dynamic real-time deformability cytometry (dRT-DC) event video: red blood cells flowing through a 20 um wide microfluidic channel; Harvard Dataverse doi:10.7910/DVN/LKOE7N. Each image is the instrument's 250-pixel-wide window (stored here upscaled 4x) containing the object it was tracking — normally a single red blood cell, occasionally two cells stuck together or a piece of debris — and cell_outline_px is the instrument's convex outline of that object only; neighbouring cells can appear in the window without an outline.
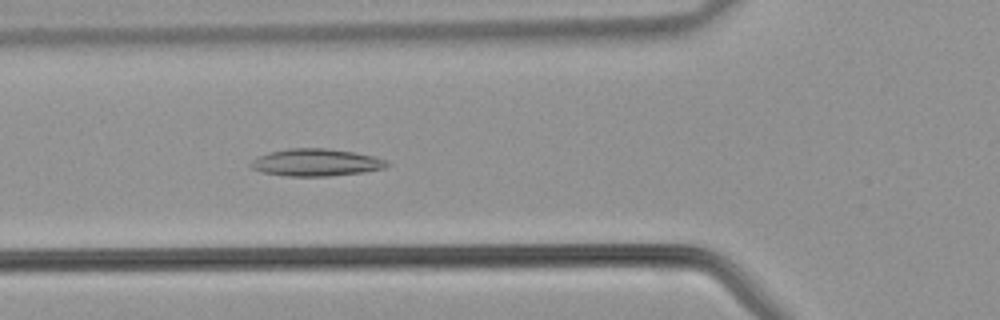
{"species": "common noctule bat (a hibernating species)", "species_latin": "Nyctalus noctula", "temperature_condition": "warm", "stored_images_in_passage": 35, "camera_frame_rate_fps": 3000, "um_per_image_px": 0.085, "animal": {"sex": "male", "body_mass_g": 21.5, "forearm_length_mm": 52.0}, "frame": {"image": 1, "passage_image": 8, "time_ms": 2.333, "image_size_px": [1000, 320], "cell_outline_px": [[392, 164], [384, 168], [364, 172], [328, 176], [288, 176], [264, 172], [252, 168], [248, 164], [252, 160], [268, 152], [288, 148], [324, 148], [352, 152], [372, 156], [384, 160]], "centroid_in_image_um": [26.85, 13.81], "position_along_channel_um": 99.0, "area_um2": 21.44}}
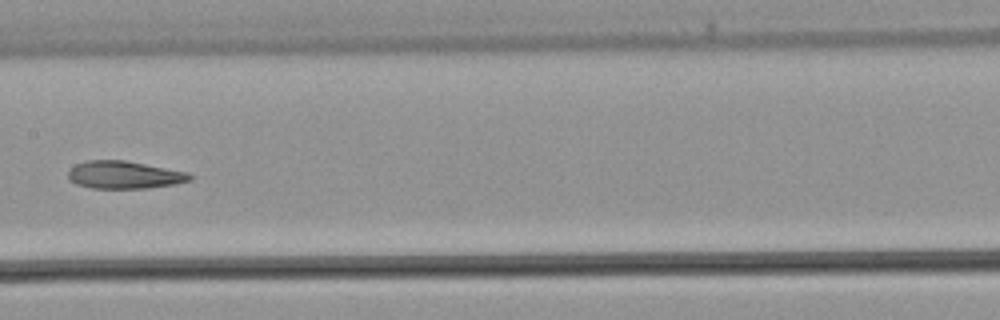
{"frame": {"image": 2, "passage_image": 14, "time_ms": 4.333, "image_size_px": [1000, 320], "cell_outline_px": [[192, 180], [172, 184], [148, 188], [92, 188], [76, 184], [68, 180], [68, 172], [76, 164], [88, 160], [124, 160], [188, 172], [192, 176]], "centroid_in_image_um": [10.54, 14.86], "position_along_channel_um": 196.9, "area_um2": 19.48}}
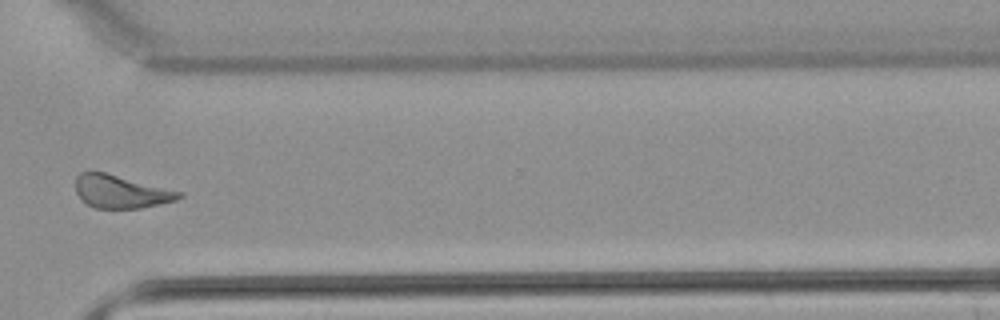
{"frame": {"image": 3, "passage_image": 24, "time_ms": 7.667, "image_size_px": [1000, 320], "cell_outline_px": [[184, 196], [176, 200], [160, 204], [140, 208], [96, 208], [88, 204], [76, 192], [76, 176], [80, 172], [88, 168], [184, 192]], "centroid_in_image_um": [10.27, 16.25], "position_along_channel_um": 360.3, "area_um2": 20.06}}